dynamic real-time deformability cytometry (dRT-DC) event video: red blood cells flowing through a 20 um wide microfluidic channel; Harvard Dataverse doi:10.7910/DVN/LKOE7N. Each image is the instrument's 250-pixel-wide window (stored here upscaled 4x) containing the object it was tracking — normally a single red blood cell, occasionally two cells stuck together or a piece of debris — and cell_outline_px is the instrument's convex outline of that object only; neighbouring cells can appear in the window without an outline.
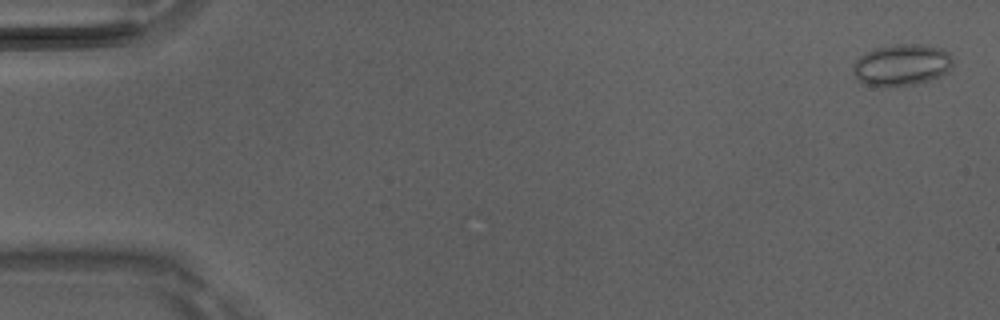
{"species": "Egyptian fruit bat (a non-hibernating species)", "species_latin": "Rousettus aegyptiacus", "temperature_condition": "room temperature", "stored_images_in_passage": 6, "camera_frame_rate_fps": 3000, "um_per_image_px": 0.085, "animal": {"sex": "male"}, "frame": {"image": 1, "passage_image": 1, "time_ms": 0.0, "image_size_px": [1000, 320], "cell_outline_px": [[952, 64], [948, 72], [940, 76], [928, 80], [912, 84], [884, 88], [864, 84], [852, 72], [852, 68], [856, 60], [864, 52], [872, 48], [896, 44], [920, 44], [940, 48], [948, 52], [952, 60]], "centroid_in_image_um": [76.6, 5.52], "position_along_channel_um": 8.4, "area_um2": 24.33}}